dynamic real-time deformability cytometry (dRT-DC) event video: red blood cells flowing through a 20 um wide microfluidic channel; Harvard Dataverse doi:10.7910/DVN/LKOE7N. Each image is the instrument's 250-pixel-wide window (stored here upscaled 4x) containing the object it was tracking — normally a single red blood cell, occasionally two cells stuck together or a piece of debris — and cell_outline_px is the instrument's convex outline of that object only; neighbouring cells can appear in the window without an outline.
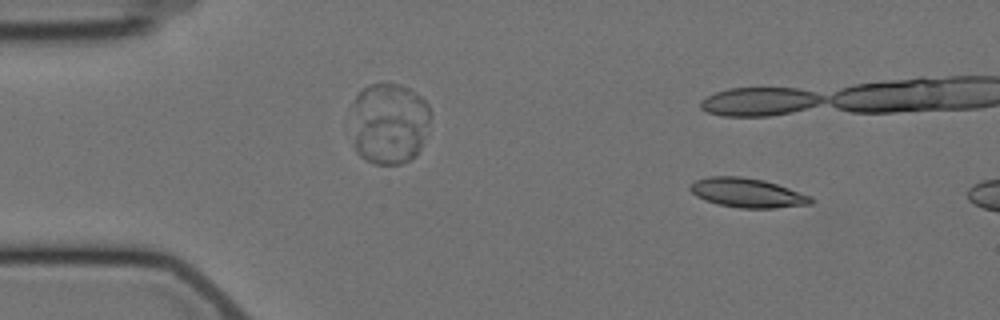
{"species": "Egyptian fruit bat (a non-hibernating species)", "species_latin": "Rousettus aegyptiacus", "temperature_condition": "cold", "stored_images_in_passage": 3, "camera_frame_rate_fps": 3000, "um_per_image_px": 0.085, "animal": {"sex": "female"}, "frame": {"image": 1, "passage_image": 1, "time_ms": 0.0, "image_size_px": [1000, 320], "cell_outline_px": [[812, 204], [776, 208], [740, 208], [716, 204], [704, 200], [696, 196], [688, 188], [688, 184], [696, 180], [708, 176], [740, 176], [764, 180], [812, 196]], "centroid_in_image_um": [63.48, 16.39], "position_along_channel_um": 21.5, "area_um2": 20.75}}